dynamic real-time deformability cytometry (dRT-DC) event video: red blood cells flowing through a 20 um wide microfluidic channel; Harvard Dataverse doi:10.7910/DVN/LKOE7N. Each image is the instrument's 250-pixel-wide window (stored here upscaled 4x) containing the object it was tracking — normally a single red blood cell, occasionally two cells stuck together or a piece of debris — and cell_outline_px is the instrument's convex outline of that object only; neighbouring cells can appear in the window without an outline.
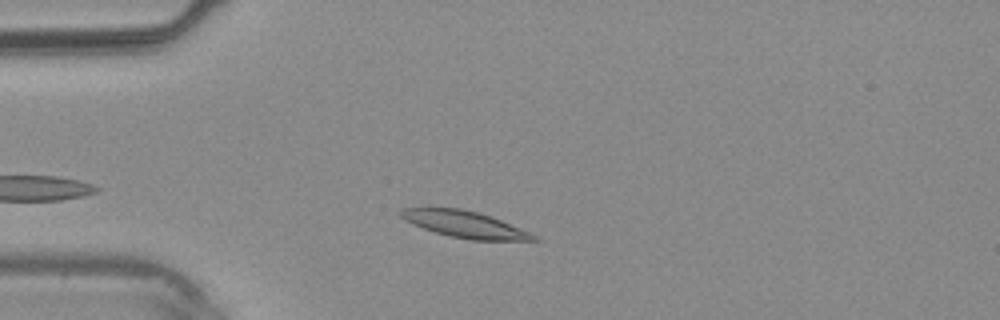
{"species": "common noctule bat (a hibernating species)", "species_latin": "Nyctalus noctula", "temperature_condition": "warm", "stored_images_in_passage": 28, "camera_frame_rate_fps": 3000, "um_per_image_px": 0.085, "animal": {"sex": "male", "body_mass_g": 20.4}, "frame": {"image": 1, "passage_image": 6, "time_ms": 1.667, "image_size_px": [1000, 320], "cell_outline_px": [[540, 240], [472, 240], [452, 236], [436, 232], [412, 224], [404, 220], [396, 212], [400, 208], [460, 208], [492, 216], [528, 232], [536, 236]], "centroid_in_image_um": [39.44, 19.05], "position_along_channel_um": 45.6, "area_um2": 20.29}}
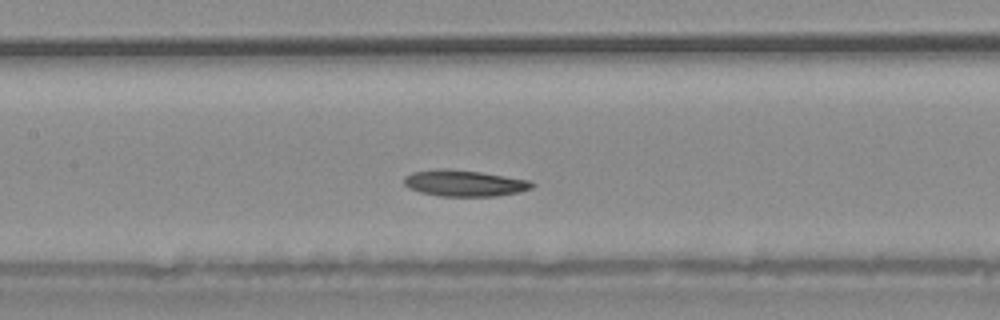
{"frame": {"image": 2, "passage_image": 14, "time_ms": 4.333, "image_size_px": [1000, 320], "cell_outline_px": [[536, 184], [532, 188], [520, 192], [496, 196], [440, 196], [420, 192], [408, 188], [404, 184], [404, 176], [412, 172], [436, 168], [448, 168], [480, 172], [532, 180]], "centroid_in_image_um": [39.48, 15.56], "position_along_channel_um": 167.9, "area_um2": 19.88}}
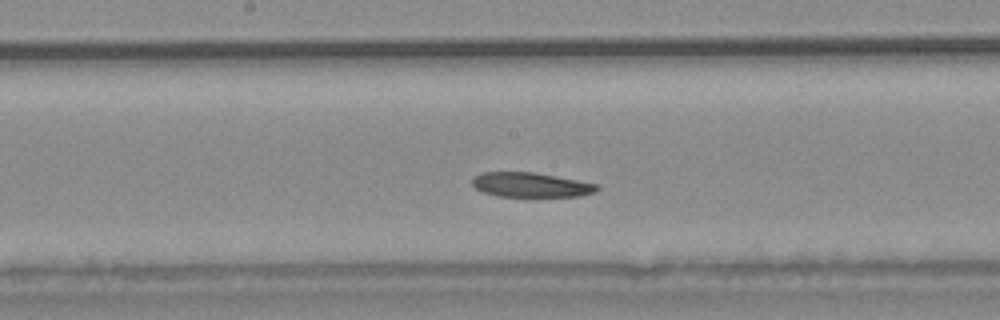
{"frame": {"image": 3, "passage_image": 16, "time_ms": 5.0, "image_size_px": [1000, 320], "cell_outline_px": [[600, 188], [596, 192], [580, 196], [536, 200], [532, 200], [500, 196], [484, 192], [476, 188], [472, 184], [472, 176], [480, 172], [536, 172], [600, 184]], "centroid_in_image_um": [45.19, 15.76], "position_along_channel_um": 203.0, "area_um2": 19.25}}